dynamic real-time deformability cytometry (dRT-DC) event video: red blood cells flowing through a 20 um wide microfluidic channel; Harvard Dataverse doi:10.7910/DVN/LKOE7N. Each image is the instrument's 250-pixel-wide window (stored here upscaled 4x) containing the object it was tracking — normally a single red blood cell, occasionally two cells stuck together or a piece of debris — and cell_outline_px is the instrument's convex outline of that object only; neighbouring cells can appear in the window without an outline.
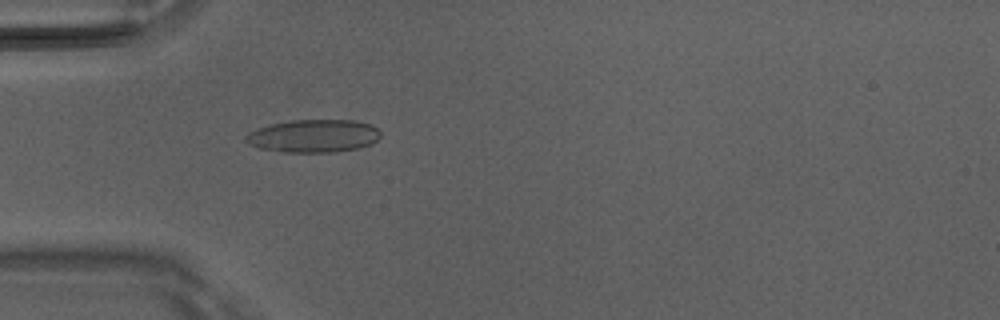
{"species": "Egyptian fruit bat (a non-hibernating species)", "species_latin": "Rousettus aegyptiacus", "temperature_condition": "room temperature", "stored_images_in_passage": 1, "camera_frame_rate_fps": 3000, "um_per_image_px": 0.085, "animal": {"sex": "male"}, "frame": {"image": 1, "passage_image": 1, "time_ms": 0.0, "image_size_px": [1000, 320], "cell_outline_px": [[380, 136], [372, 144], [360, 148], [332, 152], [284, 152], [260, 148], [248, 144], [244, 140], [244, 136], [260, 128], [272, 124], [292, 120], [356, 120], [372, 124], [380, 132]], "centroid_in_image_um": [26.69, 11.56], "position_along_channel_um": 58.3, "area_um2": 25.78}}